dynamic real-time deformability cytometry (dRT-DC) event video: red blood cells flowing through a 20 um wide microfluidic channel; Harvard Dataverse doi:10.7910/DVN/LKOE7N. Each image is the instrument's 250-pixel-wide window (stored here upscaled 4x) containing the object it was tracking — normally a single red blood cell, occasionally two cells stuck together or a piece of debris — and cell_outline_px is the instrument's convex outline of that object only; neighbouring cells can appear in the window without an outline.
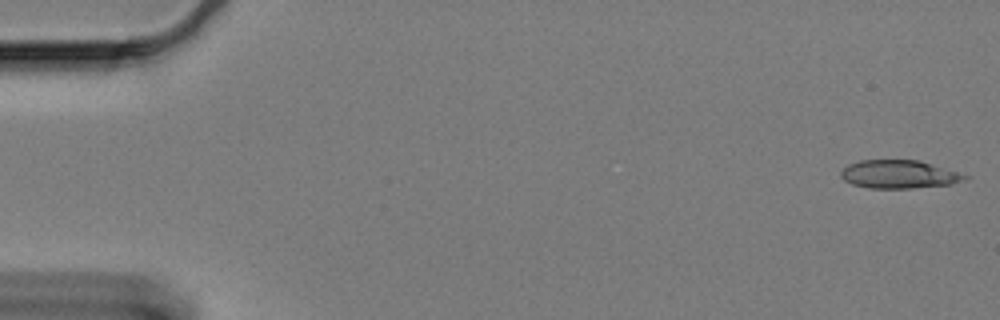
{"species": "Egyptian fruit bat (a non-hibernating species)", "species_latin": "Rousettus aegyptiacus", "temperature_condition": "cold", "stored_images_in_passage": 16, "camera_frame_rate_fps": 3000, "um_per_image_px": 0.085, "animal": {"sex": "female"}, "frame": {"image": 1, "passage_image": 1, "time_ms": 0.0, "image_size_px": [1000, 320], "cell_outline_px": [[968, 180], [952, 184], [912, 188], [868, 188], [852, 184], [844, 180], [840, 176], [840, 172], [848, 164], [860, 160], [920, 160], [968, 176]], "centroid_in_image_um": [76.39, 14.82], "position_along_channel_um": 8.6, "area_um2": 20.35}}
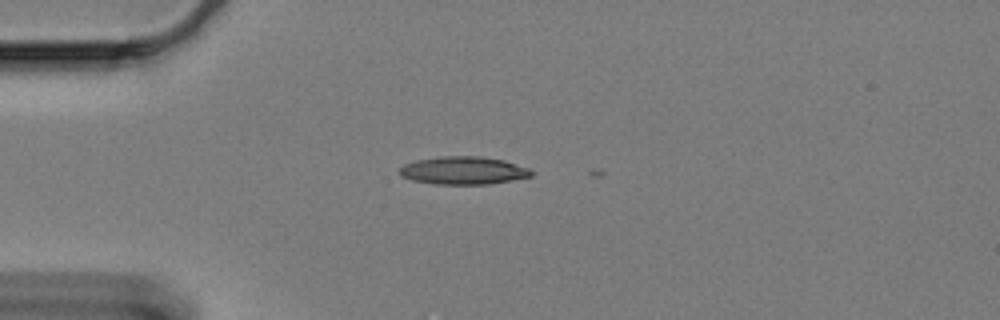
{"frame": {"image": 2, "passage_image": 15, "time_ms": 4.667, "image_size_px": [1000, 320], "cell_outline_px": [[532, 176], [512, 180], [488, 184], [432, 184], [412, 180], [400, 176], [400, 168], [404, 164], [416, 160], [440, 156], [480, 156], [504, 160], [528, 168], [532, 172]], "centroid_in_image_um": [39.36, 14.49], "position_along_channel_um": 45.6, "area_um2": 21.39}}